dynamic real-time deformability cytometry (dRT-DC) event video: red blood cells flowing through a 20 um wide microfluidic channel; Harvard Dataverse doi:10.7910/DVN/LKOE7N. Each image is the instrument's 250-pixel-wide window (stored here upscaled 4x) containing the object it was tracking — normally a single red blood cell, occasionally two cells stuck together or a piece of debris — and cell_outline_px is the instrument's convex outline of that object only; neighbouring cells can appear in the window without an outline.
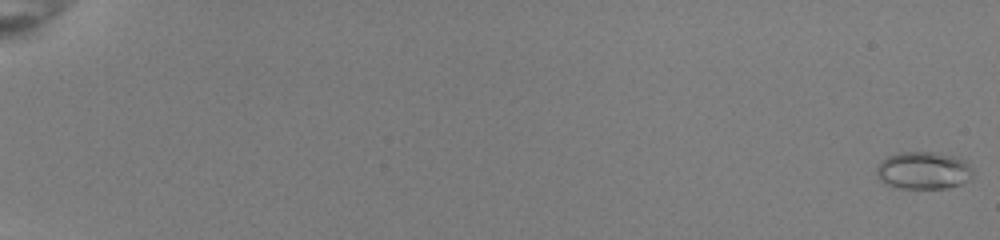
{"species": "common noctule bat (a hibernating species)", "species_latin": "Nyctalus noctula", "temperature_condition": "room temperature", "stored_images_in_passage": 20, "camera_frame_rate_fps": 3000, "um_per_image_px": 0.085, "animal": {"sex": "female", "body_mass_g": 22.0, "forearm_length_mm": 56.7}, "frame": {"image": 1, "passage_image": 1, "time_ms": 0.0, "image_size_px": [1000, 240], "cell_outline_px": [[972, 176], [968, 180], [960, 184], [948, 188], [896, 188], [884, 184], [876, 176], [876, 168], [888, 156], [900, 152], [932, 152], [956, 156], [964, 160], [972, 168]], "centroid_in_image_um": [78.48, 14.5], "position_along_channel_um": 6.5, "area_um2": 21.1}}